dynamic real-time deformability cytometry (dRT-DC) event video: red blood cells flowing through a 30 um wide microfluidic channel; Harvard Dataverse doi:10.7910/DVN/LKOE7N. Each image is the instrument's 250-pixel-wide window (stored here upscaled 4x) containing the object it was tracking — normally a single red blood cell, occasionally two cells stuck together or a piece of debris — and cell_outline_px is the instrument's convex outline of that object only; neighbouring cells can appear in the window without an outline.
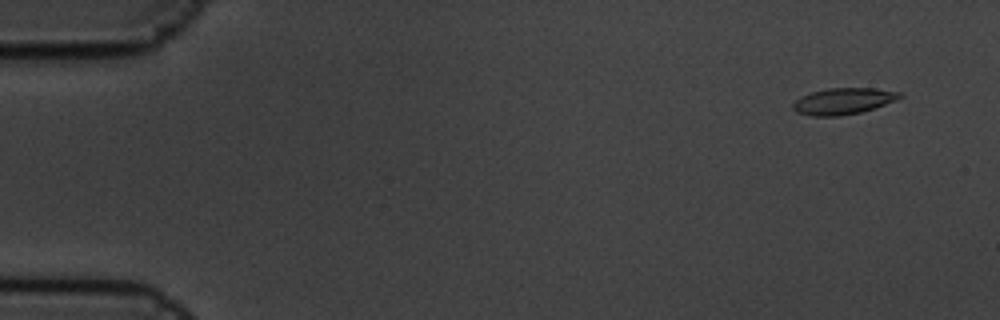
{"species": "common noctule bat (a hibernating species)", "species_latin": "Nyctalus noctula", "temperature_condition": "cold", "stored_images_in_passage": 16, "camera_frame_rate_fps": 3000, "um_per_image_px": 0.085, "animal": {"sex": "male", "body_mass_g": 19.5, "forearm_length_mm": 54.6}, "frame": {"image": 1, "passage_image": 1, "time_ms": 0.0, "image_size_px": [1000, 320], "cell_outline_px": [[904, 96], [896, 100], [860, 112], [836, 116], [812, 116], [796, 112], [792, 108], [792, 104], [800, 96], [812, 92], [828, 88], [876, 88], [900, 92]], "centroid_in_image_um": [71.65, 8.59], "position_along_channel_um": 13.3, "area_um2": 16.3}}
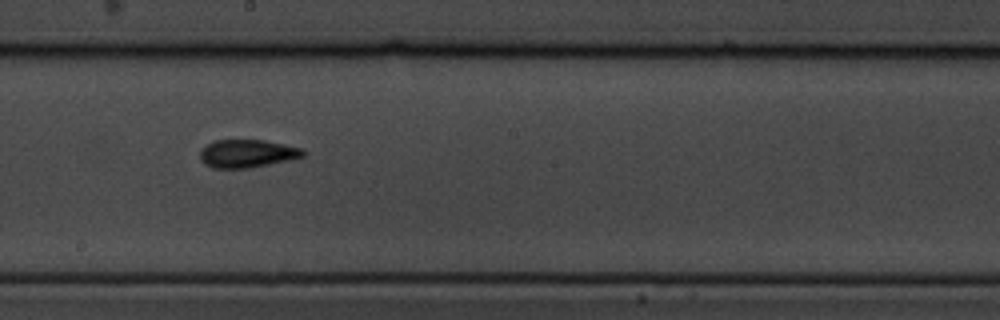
{"frame": {"image": 2, "passage_image": 9, "time_ms": 2.667, "image_size_px": [1000, 320], "cell_outline_px": [[308, 152], [304, 156], [288, 160], [248, 168], [212, 168], [204, 164], [200, 160], [200, 148], [216, 140], [264, 140], [304, 148]], "centroid_in_image_um": [21.02, 13.05], "position_along_channel_um": 227.2, "area_um2": 16.94}}
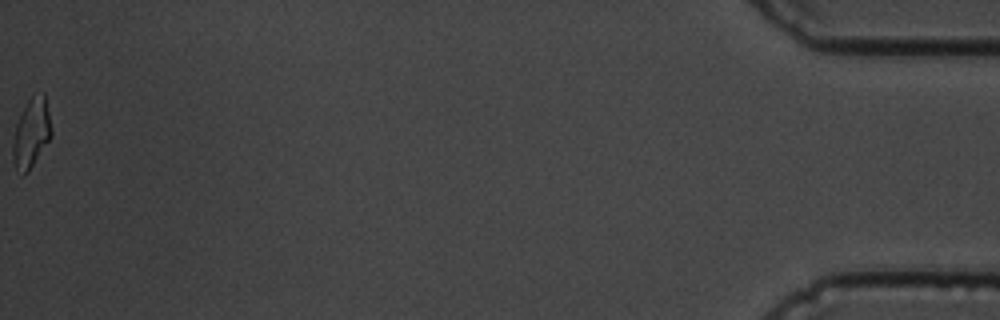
{"frame": {"image": 3, "passage_image": 16, "time_ms": 5.0, "image_size_px": [1000, 320], "cell_outline_px": [[52, 136], [28, 172], [24, 176], [20, 176], [12, 160], [12, 144], [16, 124], [24, 104], [32, 96], [44, 92], [52, 132]], "centroid_in_image_um": [2.64, 11.35], "position_along_channel_um": 432.6, "area_um2": 15.66}}